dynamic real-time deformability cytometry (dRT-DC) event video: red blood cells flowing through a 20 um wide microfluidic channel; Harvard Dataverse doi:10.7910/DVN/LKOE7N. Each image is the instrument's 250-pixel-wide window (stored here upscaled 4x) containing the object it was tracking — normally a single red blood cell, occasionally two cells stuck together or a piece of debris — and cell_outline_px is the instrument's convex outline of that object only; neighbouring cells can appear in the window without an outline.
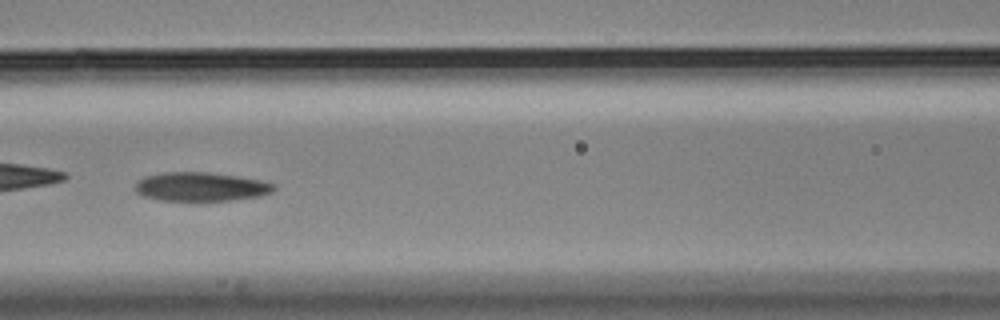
{"species": "Egyptian fruit bat (a non-hibernating species)", "species_latin": "Rousettus aegyptiacus", "temperature_condition": "cold", "stored_images_in_passage": 56, "camera_frame_rate_fps": 3000, "um_per_image_px": 0.085, "animal": {"sex": "male"}, "frame": {"image": 1, "passage_image": 25, "time_ms": 8.0, "image_size_px": [1000, 320], "cell_outline_px": [[276, 188], [272, 192], [260, 196], [232, 200], [164, 200], [144, 196], [136, 192], [136, 184], [144, 176], [164, 172], [208, 172], [236, 176], [260, 180], [276, 184]], "centroid_in_image_um": [17.11, 15.86], "position_along_channel_um": 149.5, "area_um2": 23.12}}
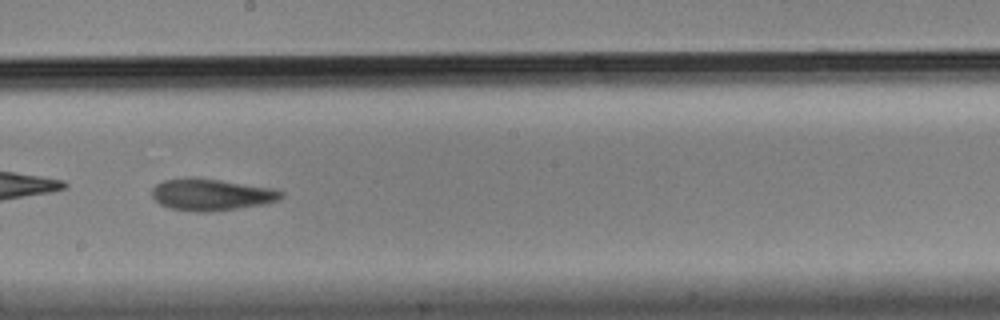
{"frame": {"image": 2, "passage_image": 32, "time_ms": 10.333, "image_size_px": [1000, 320], "cell_outline_px": [[284, 196], [280, 200], [260, 204], [216, 212], [192, 212], [168, 208], [160, 204], [152, 196], [152, 188], [156, 184], [164, 180], [188, 176], [220, 180], [272, 188], [284, 192]], "centroid_in_image_um": [17.93, 16.54], "position_along_channel_um": 230.3, "area_um2": 24.16}, "authors_computed_cell_mechanics": {"area_um2": 24.3338, "velocity_mm_per_s": 3.4699, "shape_relaxation_time_tau1_ms": 8.351, "shape_relaxation_time_tau2_ms": 3.076, "deformation_change_tau1": 0.1919, "deformation_change_tau2": 0.0984}}